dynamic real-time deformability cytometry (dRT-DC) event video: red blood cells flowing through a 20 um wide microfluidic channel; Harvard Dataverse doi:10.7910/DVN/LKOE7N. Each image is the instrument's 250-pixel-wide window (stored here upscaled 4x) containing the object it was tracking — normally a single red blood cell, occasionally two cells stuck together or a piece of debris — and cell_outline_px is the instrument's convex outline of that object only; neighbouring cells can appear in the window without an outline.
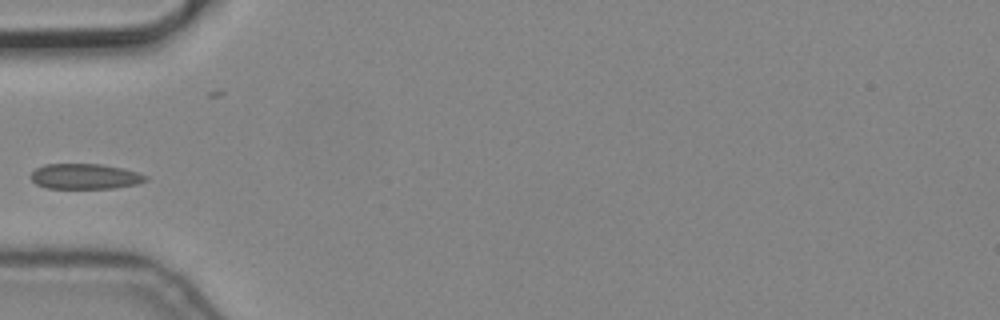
{"species": "common noctule bat (a hibernating species)", "species_latin": "Nyctalus noctula", "temperature_condition": "cold", "stored_images_in_passage": 8, "camera_frame_rate_fps": 3000, "um_per_image_px": 0.085, "animal": {"sex": "male", "body_mass_g": 19.2, "forearm_length_mm": 51.8}, "frame": {"image": 1, "passage_image": 5, "time_ms": 1.333, "image_size_px": [1000, 320], "cell_outline_px": [[148, 180], [140, 184], [116, 188], [48, 188], [36, 184], [28, 176], [36, 168], [44, 164], [100, 164], [124, 168], [148, 176]], "centroid_in_image_um": [7.24, 14.99], "position_along_channel_um": 77.8, "area_um2": 17.17}}
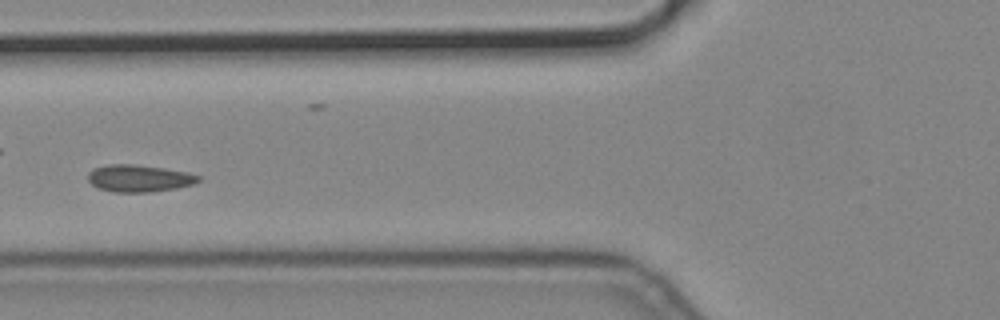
{"frame": {"image": 2, "passage_image": 6, "time_ms": 1.667, "image_size_px": [1000, 320], "cell_outline_px": [[200, 180], [196, 184], [176, 188], [152, 192], [112, 192], [100, 188], [92, 184], [88, 180], [88, 172], [92, 168], [108, 164], [136, 164], [164, 168], [188, 172], [200, 176]], "centroid_in_image_um": [11.83, 15.15], "position_along_channel_um": 114.0, "area_um2": 17.63}}
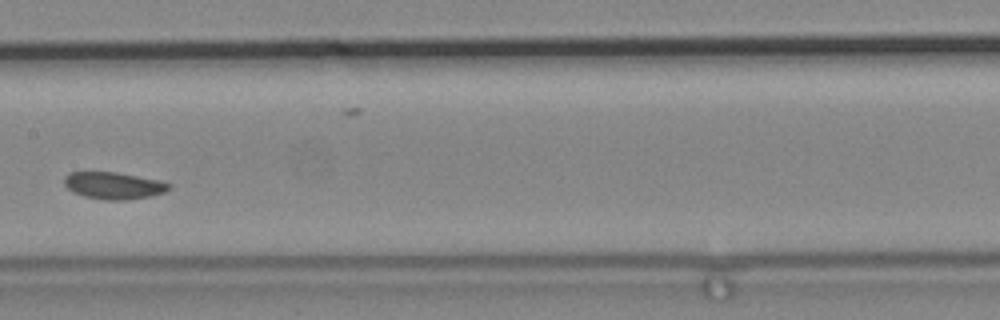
{"frame": {"image": 3, "passage_image": 8, "time_ms": 2.333, "image_size_px": [1000, 320], "cell_outline_px": [[172, 188], [164, 192], [148, 196], [124, 200], [108, 200], [84, 196], [72, 192], [64, 184], [64, 176], [72, 172], [116, 172], [156, 180], [172, 184]], "centroid_in_image_um": [9.64, 15.77], "position_along_channel_um": 197.8, "area_um2": 16.24}}